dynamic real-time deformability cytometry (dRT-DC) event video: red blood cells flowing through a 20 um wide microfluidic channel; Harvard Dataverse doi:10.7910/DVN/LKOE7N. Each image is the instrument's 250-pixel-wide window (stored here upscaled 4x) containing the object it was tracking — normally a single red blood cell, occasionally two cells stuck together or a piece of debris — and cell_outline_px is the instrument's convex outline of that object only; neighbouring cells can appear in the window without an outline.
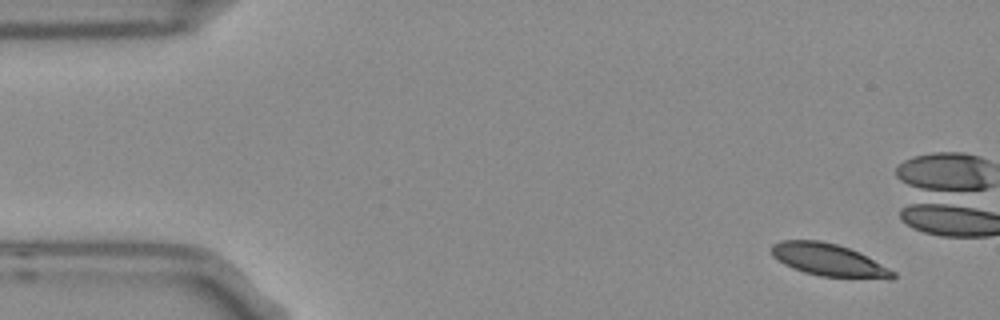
{"species": "Egyptian fruit bat (a non-hibernating species)", "species_latin": "Rousettus aegyptiacus", "temperature_condition": "room temperature", "stored_images_in_passage": 4, "camera_frame_rate_fps": 3000, "um_per_image_px": 0.085, "frame": {"image": 1, "passage_image": 1, "time_ms": 0.0, "image_size_px": [1000, 320], "cell_outline_px": [[896, 276], [892, 280], [820, 276], [804, 272], [792, 268], [784, 264], [772, 256], [772, 244], [780, 240], [820, 240], [836, 244], [860, 252], [896, 272]], "centroid_in_image_um": [70.47, 22.11], "position_along_channel_um": 14.5, "area_um2": 23.18}}